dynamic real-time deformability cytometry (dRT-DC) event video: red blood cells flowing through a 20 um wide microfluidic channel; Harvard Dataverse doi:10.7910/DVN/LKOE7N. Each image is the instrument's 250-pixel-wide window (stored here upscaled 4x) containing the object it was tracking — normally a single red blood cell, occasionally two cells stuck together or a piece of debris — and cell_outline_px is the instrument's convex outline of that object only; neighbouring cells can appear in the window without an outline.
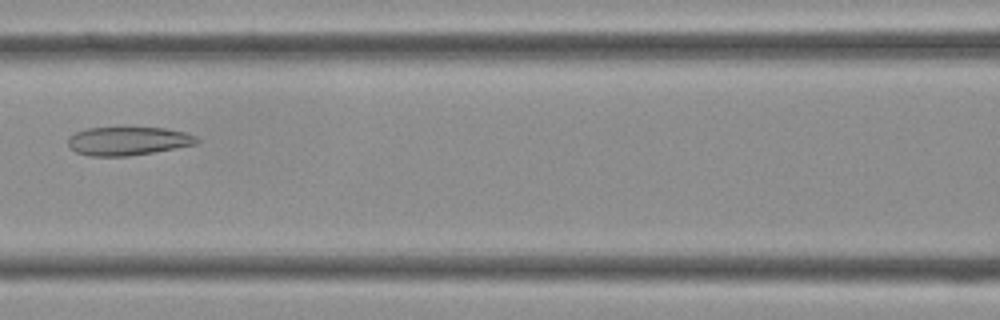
{"species": "Egyptian fruit bat (a non-hibernating species)", "species_latin": "Rousettus aegyptiacus", "temperature_condition": "cold", "stored_images_in_passage": 37, "camera_frame_rate_fps": 3000, "um_per_image_px": 0.085, "frame": {"image": 1, "passage_image": 14, "time_ms": 4.333, "image_size_px": [1000, 320], "cell_outline_px": [[200, 140], [196, 144], [152, 152], [128, 156], [88, 156], [76, 152], [68, 144], [68, 136], [76, 132], [88, 128], [164, 128], [184, 132], [196, 136]], "centroid_in_image_um": [10.86, 11.99], "position_along_channel_um": 155.7, "area_um2": 21.15}}
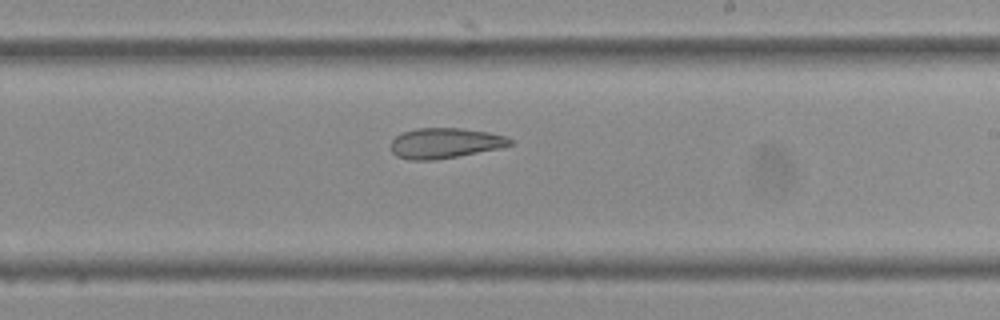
{"frame": {"image": 2, "passage_image": 20, "time_ms": 6.333, "image_size_px": [1000, 320], "cell_outline_px": [[512, 144], [500, 148], [436, 160], [408, 160], [396, 156], [392, 152], [392, 140], [396, 136], [404, 132], [416, 128], [460, 128], [488, 132], [504, 136], [512, 140]], "centroid_in_image_um": [37.8, 12.17], "position_along_channel_um": 251.2, "area_um2": 20.92}}
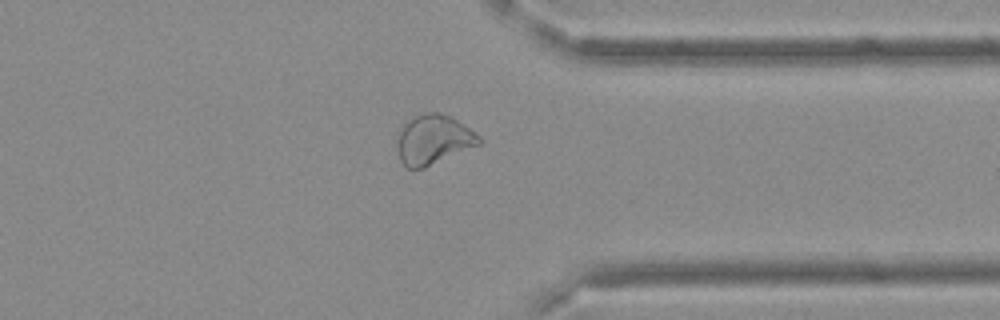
{"frame": {"image": 3, "passage_image": 28, "time_ms": 9.0, "image_size_px": [1000, 320], "cell_outline_px": [[484, 140], [480, 144], [424, 168], [404, 168], [400, 160], [396, 148], [396, 144], [400, 128], [408, 120], [424, 112], [440, 112], [452, 116], [480, 136]], "centroid_in_image_um": [36.82, 11.86], "position_along_channel_um": 374.6, "area_um2": 23.87}}